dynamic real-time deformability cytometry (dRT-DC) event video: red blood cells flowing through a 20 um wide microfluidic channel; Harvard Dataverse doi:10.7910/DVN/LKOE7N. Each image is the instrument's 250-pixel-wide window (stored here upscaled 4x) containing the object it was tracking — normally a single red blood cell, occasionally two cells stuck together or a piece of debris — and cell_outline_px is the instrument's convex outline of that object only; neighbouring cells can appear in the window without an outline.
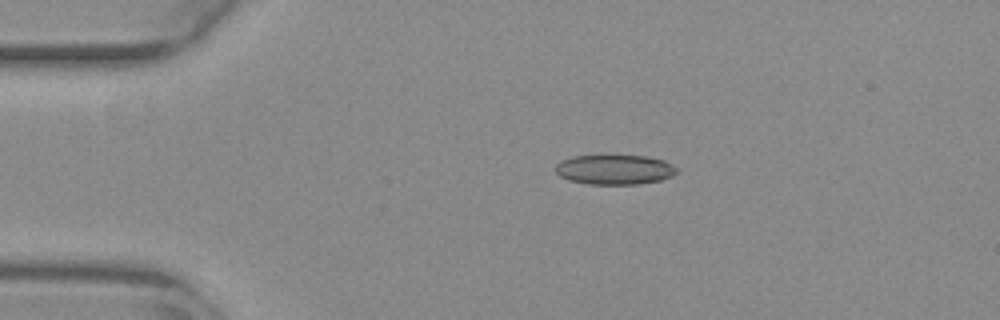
{"species": "common noctule bat (a hibernating species)", "species_latin": "Nyctalus noctula", "temperature_condition": "warm", "stored_images_in_passage": 44, "camera_frame_rate_fps": 3000, "um_per_image_px": 0.085, "animal": {"sex": "female", "body_mass_g": 29.2, "forearm_length_mm": 56.3}, "frame": {"image": 1, "passage_image": 1, "time_ms": 0.0, "image_size_px": [1000, 320], "cell_outline_px": [[676, 172], [672, 176], [660, 180], [636, 184], [588, 184], [568, 180], [560, 176], [556, 172], [556, 164], [560, 160], [572, 156], [644, 156], [664, 160], [676, 168]], "centroid_in_image_um": [52.2, 14.42], "position_along_channel_um": 32.8, "area_um2": 20.87}}
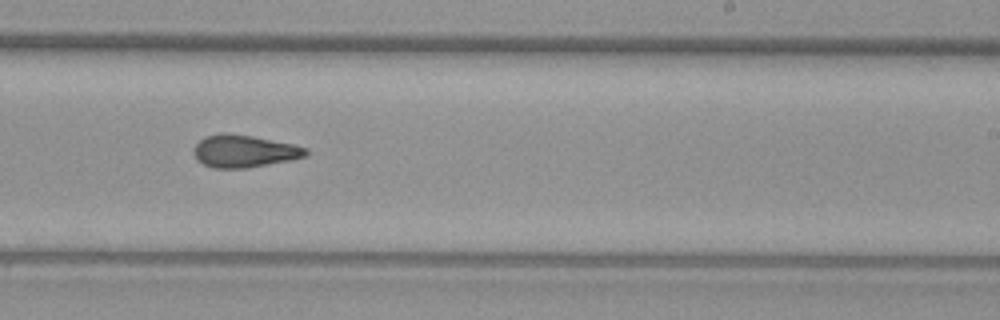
{"frame": {"image": 2, "passage_image": 23, "time_ms": 7.333, "image_size_px": [1000, 320], "cell_outline_px": [[308, 156], [292, 160], [248, 168], [212, 168], [196, 160], [192, 152], [192, 148], [204, 136], [220, 132], [224, 132], [252, 136], [292, 144], [308, 148]], "centroid_in_image_um": [20.73, 12.85], "position_along_channel_um": 268.3, "area_um2": 21.5}}
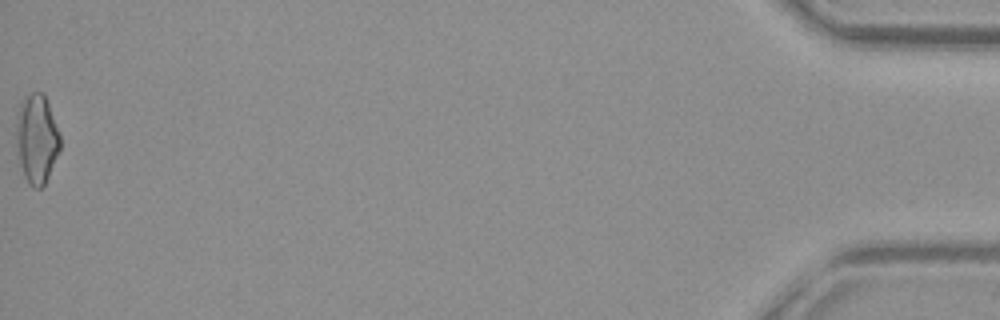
{"frame": {"image": 3, "passage_image": 44, "time_ms": 14.333, "image_size_px": [1000, 320], "cell_outline_px": [[60, 148], [48, 176], [44, 184], [40, 188], [32, 188], [28, 184], [24, 176], [16, 152], [16, 116], [20, 100], [32, 92], [44, 92], [60, 132]], "centroid_in_image_um": [3.1, 11.77], "position_along_channel_um": 432.1, "area_um2": 23.18}, "authors_computed_cell_mechanics": {"area_um2": 21.0103, "velocity_mm_per_s": 3.8563, "shape_relaxation_time_tau1_ms": null, "shape_relaxation_time_tau2_ms": 3.6885, "deformation_change_tau1": null, "deformation_change_tau2": 0.1303}}